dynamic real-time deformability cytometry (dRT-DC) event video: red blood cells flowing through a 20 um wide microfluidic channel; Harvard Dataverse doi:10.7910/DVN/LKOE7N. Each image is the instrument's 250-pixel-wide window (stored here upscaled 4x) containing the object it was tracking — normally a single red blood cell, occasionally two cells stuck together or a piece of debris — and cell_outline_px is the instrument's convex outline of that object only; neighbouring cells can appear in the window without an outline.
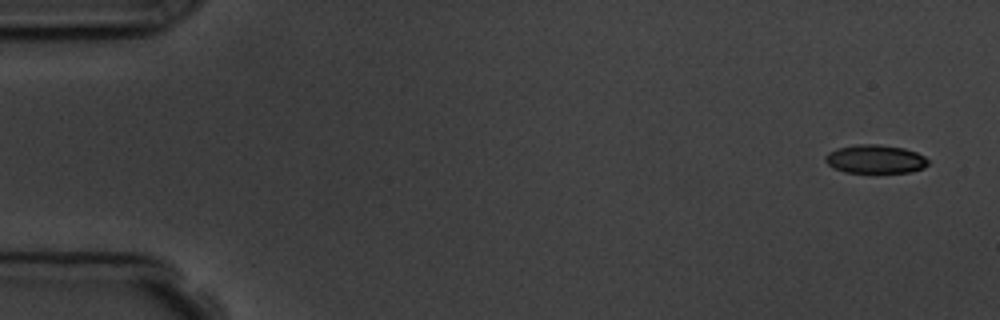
{"species": "common noctule bat (a hibernating species)", "species_latin": "Nyctalus noctula", "temperature_condition": "room temperature", "stored_images_in_passage": 4, "camera_frame_rate_fps": 3000, "um_per_image_px": 0.085, "animal": {"sex": "male", "body_mass_g": 19.5, "forearm_length_mm": 54.6}, "frame": {"image": 1, "passage_image": 1, "time_ms": 0.0, "image_size_px": [1000, 320], "cell_outline_px": [[928, 164], [924, 168], [912, 172], [844, 172], [832, 168], [824, 160], [824, 156], [828, 152], [836, 148], [856, 144], [880, 144], [904, 148], [916, 152], [924, 156], [928, 160]], "centroid_in_image_um": [74.37, 13.52], "position_along_channel_um": 10.6, "area_um2": 17.28}}
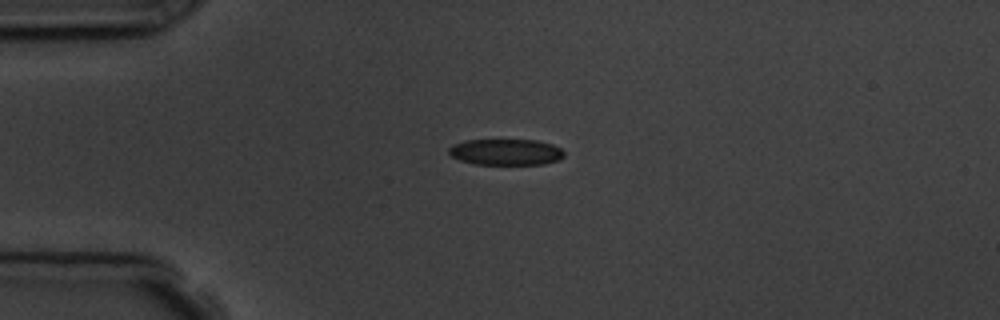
{"frame": {"image": 2, "passage_image": 4, "time_ms": 3.667, "image_size_px": [1000, 320], "cell_outline_px": [[564, 156], [560, 160], [544, 164], [476, 164], [460, 160], [452, 156], [448, 152], [448, 148], [452, 144], [464, 140], [536, 140], [552, 144], [560, 148], [564, 152]], "centroid_in_image_um": [43.0, 12.92], "position_along_channel_um": 42.0, "area_um2": 17.63}}